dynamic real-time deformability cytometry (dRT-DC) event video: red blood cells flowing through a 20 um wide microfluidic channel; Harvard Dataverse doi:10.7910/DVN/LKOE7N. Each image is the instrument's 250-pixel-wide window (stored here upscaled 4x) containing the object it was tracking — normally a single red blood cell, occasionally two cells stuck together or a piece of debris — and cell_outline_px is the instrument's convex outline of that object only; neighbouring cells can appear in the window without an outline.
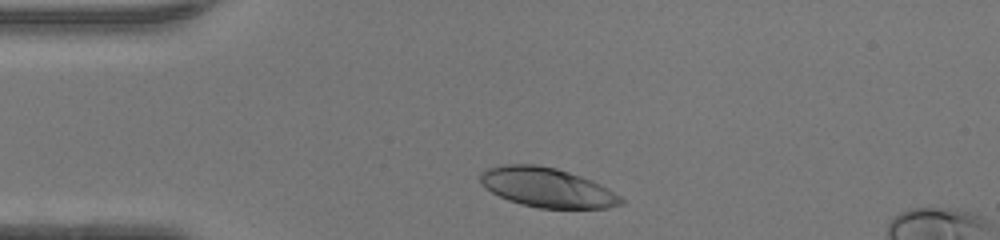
{"species": "human", "species_latin": "Homo sapiens", "temperature_condition": "warm", "stored_images_in_passage": 29, "camera_frame_rate_fps": 3000, "um_per_image_px": 0.085, "donor": {"sex": "female"}, "frame": {"image": 1, "passage_image": 1, "time_ms": 0.0, "image_size_px": [1000, 240], "cell_outline_px": [[624, 204], [608, 208], [540, 208], [520, 204], [508, 200], [484, 188], [480, 184], [480, 172], [488, 168], [504, 164], [536, 164], [556, 168], [592, 180], [608, 188], [620, 196], [624, 200]], "centroid_in_image_um": [46.49, 15.94], "position_along_channel_um": 38.5, "area_um2": 32.48}}
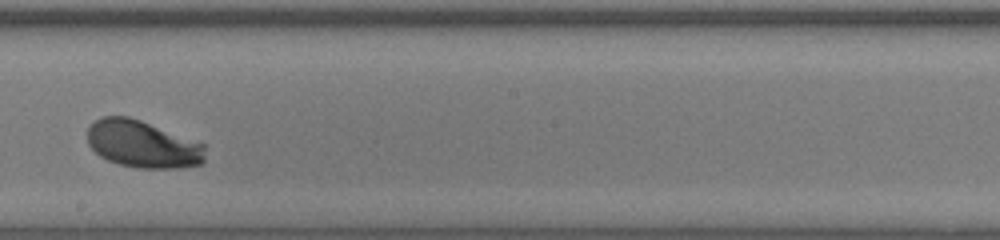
{"frame": {"image": 2, "passage_image": 17, "time_ms": 5.333, "image_size_px": [1000, 240], "cell_outline_px": [[204, 164], [176, 168], [140, 168], [120, 164], [108, 160], [100, 156], [88, 144], [88, 124], [100, 116], [128, 116], [140, 120], [204, 144]], "centroid_in_image_um": [12.09, 12.25], "position_along_channel_um": 236.1, "area_um2": 32.31}}
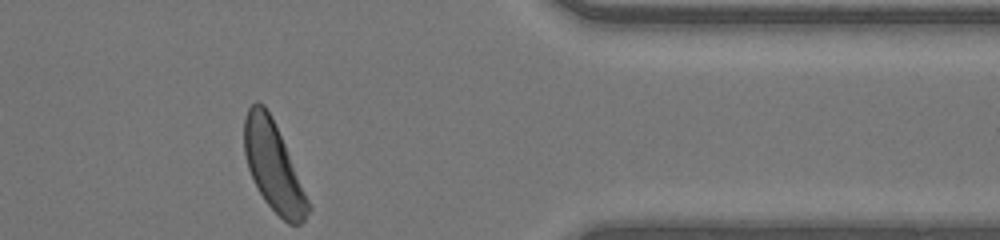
{"frame": {"image": 3, "passage_image": 29, "time_ms": 9.333, "image_size_px": [1000, 240], "cell_outline_px": [[312, 208], [304, 220], [300, 224], [288, 224], [264, 200], [248, 168], [244, 152], [244, 116], [248, 108], [256, 100], [264, 104], [272, 116]], "centroid_in_image_um": [23.22, 14.12], "position_along_channel_um": 388.2, "area_um2": 32.54}, "authors_computed_cell_mechanics": {"area_um2": 32.5992, "velocity_mm_per_s": 4.3352, "shape_relaxation_time_tau1_ms": 1.8077, "shape_relaxation_time_tau2_ms": null, "deformation_change_tau1": 0.151, "deformation_change_tau2": null}}